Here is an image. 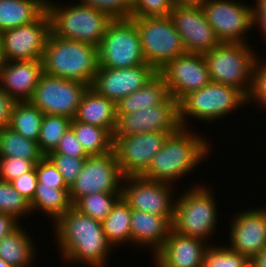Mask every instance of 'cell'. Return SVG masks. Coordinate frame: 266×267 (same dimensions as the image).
Instances as JSON below:
<instances>
[{"label":"cell","mask_w":266,"mask_h":267,"mask_svg":"<svg viewBox=\"0 0 266 267\" xmlns=\"http://www.w3.org/2000/svg\"><path fill=\"white\" fill-rule=\"evenodd\" d=\"M52 226L55 246L58 247L64 264L108 267V257L115 248L107 240L101 221L81 213L72 206Z\"/></svg>","instance_id":"6da1fadb"},{"label":"cell","mask_w":266,"mask_h":267,"mask_svg":"<svg viewBox=\"0 0 266 267\" xmlns=\"http://www.w3.org/2000/svg\"><path fill=\"white\" fill-rule=\"evenodd\" d=\"M191 130L180 127L170 134L142 177L174 185L200 168L201 163L212 155L213 145L208 136L197 134L194 128Z\"/></svg>","instance_id":"7a4b0ae2"},{"label":"cell","mask_w":266,"mask_h":267,"mask_svg":"<svg viewBox=\"0 0 266 267\" xmlns=\"http://www.w3.org/2000/svg\"><path fill=\"white\" fill-rule=\"evenodd\" d=\"M209 187L206 183L194 182L176 196L172 230L184 236L199 238L212 245L210 241L217 234L215 232H218L216 229L220 215L217 197L214 195L216 192L212 191V186Z\"/></svg>","instance_id":"3957f363"},{"label":"cell","mask_w":266,"mask_h":267,"mask_svg":"<svg viewBox=\"0 0 266 267\" xmlns=\"http://www.w3.org/2000/svg\"><path fill=\"white\" fill-rule=\"evenodd\" d=\"M43 72L91 87L97 73L98 47L50 33L42 58Z\"/></svg>","instance_id":"277c9868"},{"label":"cell","mask_w":266,"mask_h":267,"mask_svg":"<svg viewBox=\"0 0 266 267\" xmlns=\"http://www.w3.org/2000/svg\"><path fill=\"white\" fill-rule=\"evenodd\" d=\"M65 4L46 1L51 33L64 39L88 43L96 47L113 19L107 14L76 0ZM68 4V5H67Z\"/></svg>","instance_id":"5b68a950"},{"label":"cell","mask_w":266,"mask_h":267,"mask_svg":"<svg viewBox=\"0 0 266 267\" xmlns=\"http://www.w3.org/2000/svg\"><path fill=\"white\" fill-rule=\"evenodd\" d=\"M246 105L248 106V98L240 90L210 82L199 90L188 93L178 102L180 125L192 129L194 127L190 122L194 119L202 123H217Z\"/></svg>","instance_id":"8992f818"},{"label":"cell","mask_w":266,"mask_h":267,"mask_svg":"<svg viewBox=\"0 0 266 267\" xmlns=\"http://www.w3.org/2000/svg\"><path fill=\"white\" fill-rule=\"evenodd\" d=\"M203 56L211 82L234 87L249 98L253 88L254 65L260 56L253 45L220 42Z\"/></svg>","instance_id":"52a82bcc"},{"label":"cell","mask_w":266,"mask_h":267,"mask_svg":"<svg viewBox=\"0 0 266 267\" xmlns=\"http://www.w3.org/2000/svg\"><path fill=\"white\" fill-rule=\"evenodd\" d=\"M140 35L145 61L156 71L186 50L170 16L131 17Z\"/></svg>","instance_id":"ba28073f"},{"label":"cell","mask_w":266,"mask_h":267,"mask_svg":"<svg viewBox=\"0 0 266 267\" xmlns=\"http://www.w3.org/2000/svg\"><path fill=\"white\" fill-rule=\"evenodd\" d=\"M99 67L123 69L146 63L140 35L132 19H116L98 46Z\"/></svg>","instance_id":"9c48e42d"},{"label":"cell","mask_w":266,"mask_h":267,"mask_svg":"<svg viewBox=\"0 0 266 267\" xmlns=\"http://www.w3.org/2000/svg\"><path fill=\"white\" fill-rule=\"evenodd\" d=\"M202 8L220 42L250 44L248 32L254 31L250 3L243 0H208Z\"/></svg>","instance_id":"30bf717a"},{"label":"cell","mask_w":266,"mask_h":267,"mask_svg":"<svg viewBox=\"0 0 266 267\" xmlns=\"http://www.w3.org/2000/svg\"><path fill=\"white\" fill-rule=\"evenodd\" d=\"M89 85L42 73L30 102L44 115L74 118Z\"/></svg>","instance_id":"8fae6325"},{"label":"cell","mask_w":266,"mask_h":267,"mask_svg":"<svg viewBox=\"0 0 266 267\" xmlns=\"http://www.w3.org/2000/svg\"><path fill=\"white\" fill-rule=\"evenodd\" d=\"M123 180L114 151L88 156L69 188L70 201L74 205L80 198L92 193L122 192Z\"/></svg>","instance_id":"7c38bea8"},{"label":"cell","mask_w":266,"mask_h":267,"mask_svg":"<svg viewBox=\"0 0 266 267\" xmlns=\"http://www.w3.org/2000/svg\"><path fill=\"white\" fill-rule=\"evenodd\" d=\"M175 185L151 181L142 176L124 177L122 197L131 209L166 217L173 222ZM174 190V191H173Z\"/></svg>","instance_id":"4fadbf2b"},{"label":"cell","mask_w":266,"mask_h":267,"mask_svg":"<svg viewBox=\"0 0 266 267\" xmlns=\"http://www.w3.org/2000/svg\"><path fill=\"white\" fill-rule=\"evenodd\" d=\"M50 33L46 10L30 24L3 31L0 37L4 61L42 60Z\"/></svg>","instance_id":"5bb4252c"},{"label":"cell","mask_w":266,"mask_h":267,"mask_svg":"<svg viewBox=\"0 0 266 267\" xmlns=\"http://www.w3.org/2000/svg\"><path fill=\"white\" fill-rule=\"evenodd\" d=\"M168 136L166 132L113 136V151L124 177L142 176Z\"/></svg>","instance_id":"9a60e30c"},{"label":"cell","mask_w":266,"mask_h":267,"mask_svg":"<svg viewBox=\"0 0 266 267\" xmlns=\"http://www.w3.org/2000/svg\"><path fill=\"white\" fill-rule=\"evenodd\" d=\"M181 127L178 102L170 97L166 102L145 107L129 114H117L113 136H127L147 132H166L169 135Z\"/></svg>","instance_id":"2e32d148"},{"label":"cell","mask_w":266,"mask_h":267,"mask_svg":"<svg viewBox=\"0 0 266 267\" xmlns=\"http://www.w3.org/2000/svg\"><path fill=\"white\" fill-rule=\"evenodd\" d=\"M157 73L177 102L211 82L203 54L186 52L167 62Z\"/></svg>","instance_id":"e0dca14e"},{"label":"cell","mask_w":266,"mask_h":267,"mask_svg":"<svg viewBox=\"0 0 266 267\" xmlns=\"http://www.w3.org/2000/svg\"><path fill=\"white\" fill-rule=\"evenodd\" d=\"M231 217L225 245L251 260L266 246V206L236 210Z\"/></svg>","instance_id":"ac0fdd59"},{"label":"cell","mask_w":266,"mask_h":267,"mask_svg":"<svg viewBox=\"0 0 266 267\" xmlns=\"http://www.w3.org/2000/svg\"><path fill=\"white\" fill-rule=\"evenodd\" d=\"M170 18L186 52L204 54L220 43L202 6H173Z\"/></svg>","instance_id":"d6986e66"},{"label":"cell","mask_w":266,"mask_h":267,"mask_svg":"<svg viewBox=\"0 0 266 267\" xmlns=\"http://www.w3.org/2000/svg\"><path fill=\"white\" fill-rule=\"evenodd\" d=\"M157 71L147 63L123 69L98 67L91 87L101 96L118 103L142 88Z\"/></svg>","instance_id":"ffe728a7"},{"label":"cell","mask_w":266,"mask_h":267,"mask_svg":"<svg viewBox=\"0 0 266 267\" xmlns=\"http://www.w3.org/2000/svg\"><path fill=\"white\" fill-rule=\"evenodd\" d=\"M209 243L171 230L163 246L152 255L155 267H203Z\"/></svg>","instance_id":"44dd1931"},{"label":"cell","mask_w":266,"mask_h":267,"mask_svg":"<svg viewBox=\"0 0 266 267\" xmlns=\"http://www.w3.org/2000/svg\"><path fill=\"white\" fill-rule=\"evenodd\" d=\"M42 73V60L5 61L0 87L14 102L30 101Z\"/></svg>","instance_id":"7402d4cb"},{"label":"cell","mask_w":266,"mask_h":267,"mask_svg":"<svg viewBox=\"0 0 266 267\" xmlns=\"http://www.w3.org/2000/svg\"><path fill=\"white\" fill-rule=\"evenodd\" d=\"M130 227L133 247L151 249L154 255L165 243L172 223L166 217L132 209Z\"/></svg>","instance_id":"603a6c76"},{"label":"cell","mask_w":266,"mask_h":267,"mask_svg":"<svg viewBox=\"0 0 266 267\" xmlns=\"http://www.w3.org/2000/svg\"><path fill=\"white\" fill-rule=\"evenodd\" d=\"M73 119L105 128L113 135L117 121L116 103L89 87L83 94Z\"/></svg>","instance_id":"cb8c5ba5"},{"label":"cell","mask_w":266,"mask_h":267,"mask_svg":"<svg viewBox=\"0 0 266 267\" xmlns=\"http://www.w3.org/2000/svg\"><path fill=\"white\" fill-rule=\"evenodd\" d=\"M25 229L26 227L20 224L0 240V258L15 267H33L36 254L39 253L36 239Z\"/></svg>","instance_id":"d4e9b609"},{"label":"cell","mask_w":266,"mask_h":267,"mask_svg":"<svg viewBox=\"0 0 266 267\" xmlns=\"http://www.w3.org/2000/svg\"><path fill=\"white\" fill-rule=\"evenodd\" d=\"M170 93L164 79L157 73L138 91L116 103L117 114L137 112L145 107H153L166 102Z\"/></svg>","instance_id":"484cf974"},{"label":"cell","mask_w":266,"mask_h":267,"mask_svg":"<svg viewBox=\"0 0 266 267\" xmlns=\"http://www.w3.org/2000/svg\"><path fill=\"white\" fill-rule=\"evenodd\" d=\"M32 215L38 213L51 219L54 224L73 206L69 197V188H53L37 184L33 199L29 202Z\"/></svg>","instance_id":"4316f807"},{"label":"cell","mask_w":266,"mask_h":267,"mask_svg":"<svg viewBox=\"0 0 266 267\" xmlns=\"http://www.w3.org/2000/svg\"><path fill=\"white\" fill-rule=\"evenodd\" d=\"M47 0H0V33L35 21Z\"/></svg>","instance_id":"83f0119b"},{"label":"cell","mask_w":266,"mask_h":267,"mask_svg":"<svg viewBox=\"0 0 266 267\" xmlns=\"http://www.w3.org/2000/svg\"><path fill=\"white\" fill-rule=\"evenodd\" d=\"M132 209L121 196L113 205L109 215L102 221L107 240L116 248L121 245L132 246L131 221Z\"/></svg>","instance_id":"f1b7e54d"},{"label":"cell","mask_w":266,"mask_h":267,"mask_svg":"<svg viewBox=\"0 0 266 267\" xmlns=\"http://www.w3.org/2000/svg\"><path fill=\"white\" fill-rule=\"evenodd\" d=\"M43 116L30 101L14 102L8 127L25 138L38 142Z\"/></svg>","instance_id":"f546056e"},{"label":"cell","mask_w":266,"mask_h":267,"mask_svg":"<svg viewBox=\"0 0 266 267\" xmlns=\"http://www.w3.org/2000/svg\"><path fill=\"white\" fill-rule=\"evenodd\" d=\"M70 128L88 156L113 151V135L105 128L72 119Z\"/></svg>","instance_id":"4dcf8cb0"},{"label":"cell","mask_w":266,"mask_h":267,"mask_svg":"<svg viewBox=\"0 0 266 267\" xmlns=\"http://www.w3.org/2000/svg\"><path fill=\"white\" fill-rule=\"evenodd\" d=\"M0 157H20L37 164L44 155L39 151L37 142L5 126L0 129Z\"/></svg>","instance_id":"1f68e13d"},{"label":"cell","mask_w":266,"mask_h":267,"mask_svg":"<svg viewBox=\"0 0 266 267\" xmlns=\"http://www.w3.org/2000/svg\"><path fill=\"white\" fill-rule=\"evenodd\" d=\"M71 121V118L64 116H43L37 145L44 156L56 149L60 138L70 128Z\"/></svg>","instance_id":"d6a6232c"},{"label":"cell","mask_w":266,"mask_h":267,"mask_svg":"<svg viewBox=\"0 0 266 267\" xmlns=\"http://www.w3.org/2000/svg\"><path fill=\"white\" fill-rule=\"evenodd\" d=\"M121 195L122 192L92 193L80 198L73 206L81 213L102 222Z\"/></svg>","instance_id":"836d02e7"},{"label":"cell","mask_w":266,"mask_h":267,"mask_svg":"<svg viewBox=\"0 0 266 267\" xmlns=\"http://www.w3.org/2000/svg\"><path fill=\"white\" fill-rule=\"evenodd\" d=\"M0 213L12 215L19 222L32 214L29 201L8 181L0 180Z\"/></svg>","instance_id":"e575fe53"},{"label":"cell","mask_w":266,"mask_h":267,"mask_svg":"<svg viewBox=\"0 0 266 267\" xmlns=\"http://www.w3.org/2000/svg\"><path fill=\"white\" fill-rule=\"evenodd\" d=\"M210 245L205 252L203 267H250V259L232 251L224 243Z\"/></svg>","instance_id":"d590c367"},{"label":"cell","mask_w":266,"mask_h":267,"mask_svg":"<svg viewBox=\"0 0 266 267\" xmlns=\"http://www.w3.org/2000/svg\"><path fill=\"white\" fill-rule=\"evenodd\" d=\"M254 106L266 111V57L258 56L254 65L253 88L248 98V107ZM266 114V112H265Z\"/></svg>","instance_id":"8d00e7d4"},{"label":"cell","mask_w":266,"mask_h":267,"mask_svg":"<svg viewBox=\"0 0 266 267\" xmlns=\"http://www.w3.org/2000/svg\"><path fill=\"white\" fill-rule=\"evenodd\" d=\"M46 157L61 173L64 182L69 188L76 181L86 160V158H76L60 153H48Z\"/></svg>","instance_id":"74e56055"},{"label":"cell","mask_w":266,"mask_h":267,"mask_svg":"<svg viewBox=\"0 0 266 267\" xmlns=\"http://www.w3.org/2000/svg\"><path fill=\"white\" fill-rule=\"evenodd\" d=\"M107 13L113 20L131 19L132 0H76Z\"/></svg>","instance_id":"f35d334b"},{"label":"cell","mask_w":266,"mask_h":267,"mask_svg":"<svg viewBox=\"0 0 266 267\" xmlns=\"http://www.w3.org/2000/svg\"><path fill=\"white\" fill-rule=\"evenodd\" d=\"M173 0H132L131 17L170 16Z\"/></svg>","instance_id":"ab89813d"},{"label":"cell","mask_w":266,"mask_h":267,"mask_svg":"<svg viewBox=\"0 0 266 267\" xmlns=\"http://www.w3.org/2000/svg\"><path fill=\"white\" fill-rule=\"evenodd\" d=\"M35 164L20 157H0V180L12 181L31 171Z\"/></svg>","instance_id":"60d3db41"},{"label":"cell","mask_w":266,"mask_h":267,"mask_svg":"<svg viewBox=\"0 0 266 267\" xmlns=\"http://www.w3.org/2000/svg\"><path fill=\"white\" fill-rule=\"evenodd\" d=\"M34 167L38 177V184L52 186L53 188H69L64 182L61 173L46 156Z\"/></svg>","instance_id":"b9f144b4"},{"label":"cell","mask_w":266,"mask_h":267,"mask_svg":"<svg viewBox=\"0 0 266 267\" xmlns=\"http://www.w3.org/2000/svg\"><path fill=\"white\" fill-rule=\"evenodd\" d=\"M50 153H60L63 155H71L76 158H87L85 150L76 138L74 131L69 128L64 135L60 138L59 144L56 149Z\"/></svg>","instance_id":"7bdbcfd3"},{"label":"cell","mask_w":266,"mask_h":267,"mask_svg":"<svg viewBox=\"0 0 266 267\" xmlns=\"http://www.w3.org/2000/svg\"><path fill=\"white\" fill-rule=\"evenodd\" d=\"M11 185L29 202L33 199L36 187L38 184V177L35 167L20 177L10 181Z\"/></svg>","instance_id":"ee69618b"},{"label":"cell","mask_w":266,"mask_h":267,"mask_svg":"<svg viewBox=\"0 0 266 267\" xmlns=\"http://www.w3.org/2000/svg\"><path fill=\"white\" fill-rule=\"evenodd\" d=\"M255 4H252V3ZM252 5L253 29L260 31L261 37L266 44V0H254Z\"/></svg>","instance_id":"f6af8a7d"},{"label":"cell","mask_w":266,"mask_h":267,"mask_svg":"<svg viewBox=\"0 0 266 267\" xmlns=\"http://www.w3.org/2000/svg\"><path fill=\"white\" fill-rule=\"evenodd\" d=\"M14 101L0 87V129L8 126Z\"/></svg>","instance_id":"bcb514c9"},{"label":"cell","mask_w":266,"mask_h":267,"mask_svg":"<svg viewBox=\"0 0 266 267\" xmlns=\"http://www.w3.org/2000/svg\"><path fill=\"white\" fill-rule=\"evenodd\" d=\"M21 222L9 214L0 213V240L15 230Z\"/></svg>","instance_id":"7dc6e473"},{"label":"cell","mask_w":266,"mask_h":267,"mask_svg":"<svg viewBox=\"0 0 266 267\" xmlns=\"http://www.w3.org/2000/svg\"><path fill=\"white\" fill-rule=\"evenodd\" d=\"M250 267H266V246L250 260Z\"/></svg>","instance_id":"c3c4849f"},{"label":"cell","mask_w":266,"mask_h":267,"mask_svg":"<svg viewBox=\"0 0 266 267\" xmlns=\"http://www.w3.org/2000/svg\"><path fill=\"white\" fill-rule=\"evenodd\" d=\"M208 0H173V5L181 6H203Z\"/></svg>","instance_id":"681fc988"},{"label":"cell","mask_w":266,"mask_h":267,"mask_svg":"<svg viewBox=\"0 0 266 267\" xmlns=\"http://www.w3.org/2000/svg\"><path fill=\"white\" fill-rule=\"evenodd\" d=\"M4 62L5 61H4L3 54H2L1 37H0V68L2 67Z\"/></svg>","instance_id":"f907efd6"},{"label":"cell","mask_w":266,"mask_h":267,"mask_svg":"<svg viewBox=\"0 0 266 267\" xmlns=\"http://www.w3.org/2000/svg\"><path fill=\"white\" fill-rule=\"evenodd\" d=\"M0 267H15V266L6 263L3 259L0 258Z\"/></svg>","instance_id":"816d5d0a"}]
</instances>
